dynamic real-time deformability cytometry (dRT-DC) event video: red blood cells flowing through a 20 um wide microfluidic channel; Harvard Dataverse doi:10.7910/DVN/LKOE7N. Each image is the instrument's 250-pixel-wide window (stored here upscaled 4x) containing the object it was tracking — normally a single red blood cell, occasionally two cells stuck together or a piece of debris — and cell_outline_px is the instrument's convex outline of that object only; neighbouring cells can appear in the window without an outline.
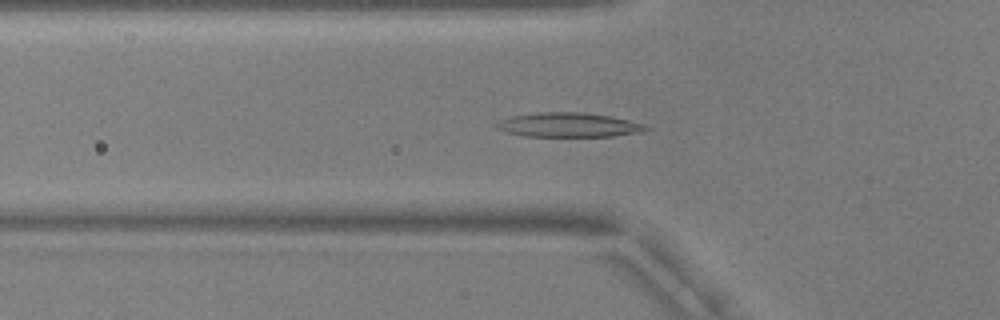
{"species": "common noctule bat (a hibernating species)", "species_latin": "Nyctalus noctula", "temperature_condition": "warm", "stored_images_in_passage": 49, "camera_frame_rate_fps": 3000, "um_per_image_px": 0.085, "animal": {"sex": "male", "body_mass_g": 17.9, "forearm_length_mm": 54.2}, "frame": {"image": 1, "passage_image": 14, "time_ms": 4.333, "image_size_px": [1000, 320], "cell_outline_px": [[652, 128], [640, 132], [612, 136], [524, 136], [508, 132], [496, 128], [492, 124], [496, 120], [512, 116], [540, 112], [580, 112], [608, 116], [628, 120], [644, 124]], "centroid_in_image_um": [48.27, 10.61], "position_along_channel_um": 77.5, "area_um2": 21.15}}
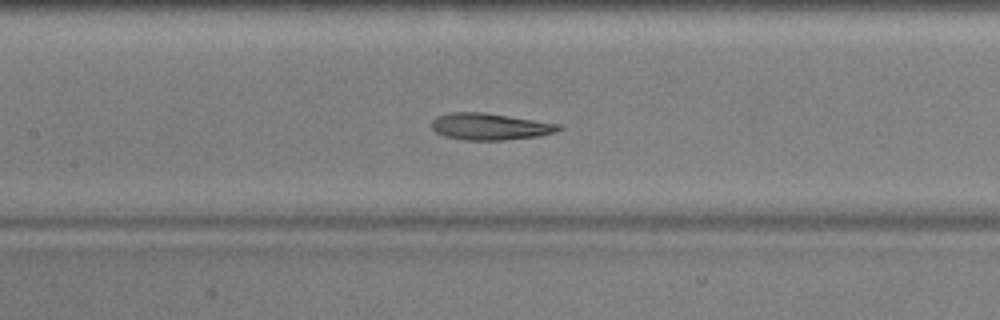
{"frame": {"image": 2, "passage_image": 21, "time_ms": 6.667, "image_size_px": [1000, 320], "cell_outline_px": [[564, 128], [556, 132], [540, 136], [504, 140], [464, 140], [444, 136], [436, 132], [432, 128], [432, 120], [436, 116], [448, 112], [484, 112], [560, 124]], "centroid_in_image_um": [41.65, 10.75], "position_along_channel_um": 165.8, "area_um2": 19.94}}
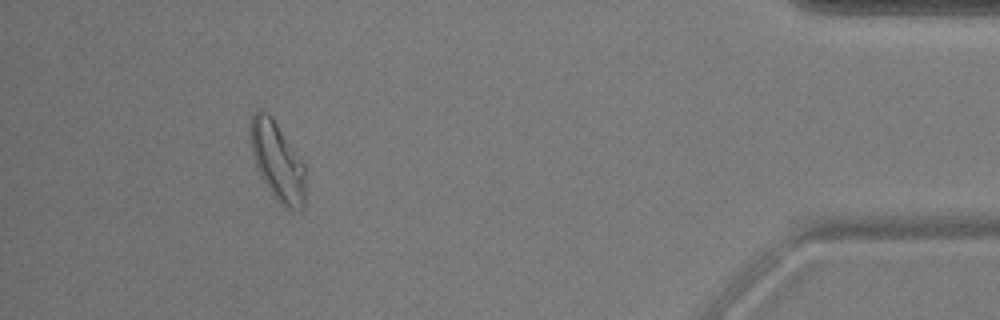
{"frame": {"image": 3, "passage_image": 45, "time_ms": 14.667, "image_size_px": [1000, 320], "cell_outline_px": [[304, 208], [300, 212], [284, 208], [276, 200], [268, 188], [256, 164], [252, 152], [248, 136], [248, 124], [252, 112], [256, 108], [260, 108], [268, 112], [272, 116], [304, 164]], "centroid_in_image_um": [23.54, 13.65], "position_along_channel_um": 411.7, "area_um2": 25.61}, "authors_computed_cell_mechanics": {"area_um2": 21.0392, "velocity_mm_per_s": 3.7351, "shape_relaxation_time_tau1_ms": 4.513, "shape_relaxation_time_tau2_ms": 2.1887, "deformation_change_tau1": 0.1737, "deformation_change_tau2": 0.076}}